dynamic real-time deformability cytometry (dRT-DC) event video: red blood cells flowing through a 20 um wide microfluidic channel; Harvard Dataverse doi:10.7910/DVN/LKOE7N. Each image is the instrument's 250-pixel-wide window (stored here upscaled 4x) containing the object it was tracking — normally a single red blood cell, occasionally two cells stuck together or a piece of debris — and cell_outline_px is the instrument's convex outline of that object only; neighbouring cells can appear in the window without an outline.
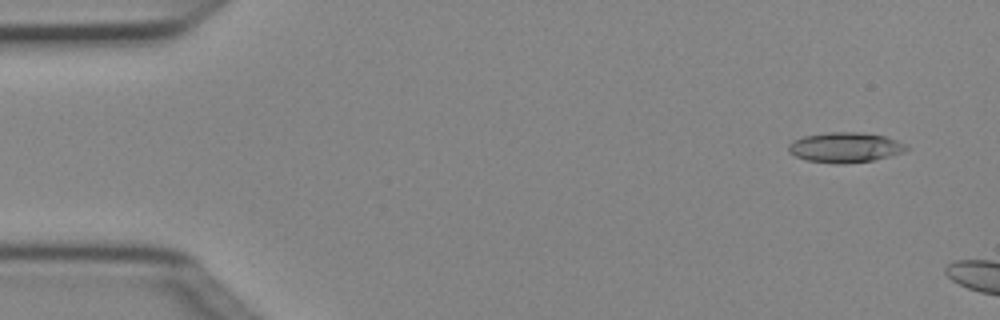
{"species": "Egyptian fruit bat (a non-hibernating species)", "species_latin": "Rousettus aegyptiacus", "temperature_condition": "cold", "stored_images_in_passage": 2, "camera_frame_rate_fps": 3000, "um_per_image_px": 0.085, "animal": {"sex": "female"}, "frame": {"image": 1, "passage_image": 1, "time_ms": 0.0, "image_size_px": [1000, 320], "cell_outline_px": [[908, 148], [900, 152], [888, 156], [872, 160], [844, 164], [840, 164], [808, 160], [796, 156], [788, 152], [788, 144], [792, 140], [804, 136], [828, 132], [860, 132], [884, 136], [896, 140], [904, 144]], "centroid_in_image_um": [71.77, 12.52], "position_along_channel_um": 13.2, "area_um2": 20.4}}